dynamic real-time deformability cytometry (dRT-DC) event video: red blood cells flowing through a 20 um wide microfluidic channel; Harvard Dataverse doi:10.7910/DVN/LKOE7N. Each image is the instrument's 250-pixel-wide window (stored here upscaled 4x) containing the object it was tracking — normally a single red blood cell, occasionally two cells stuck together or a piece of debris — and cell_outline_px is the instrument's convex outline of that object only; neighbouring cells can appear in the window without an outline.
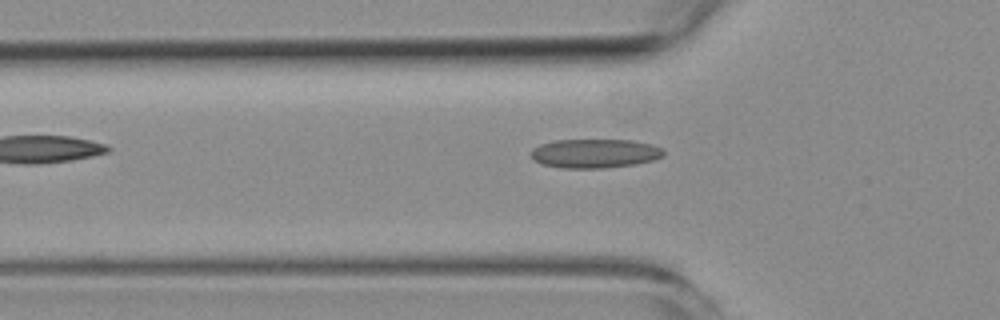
{"species": "common noctule bat (a hibernating species)", "species_latin": "Nyctalus noctula", "temperature_condition": "room temperature", "stored_images_in_passage": 6, "camera_frame_rate_fps": 3000, "um_per_image_px": 0.085, "animal": {"sex": "female", "body_mass_g": 19.3, "forearm_length_mm": 54.1}, "frame": {"image": 1, "passage_image": 5, "time_ms": 4.667, "image_size_px": [1000, 320], "cell_outline_px": [[664, 156], [652, 160], [636, 164], [604, 168], [560, 168], [540, 164], [532, 160], [532, 148], [540, 144], [552, 140], [632, 140], [652, 144], [660, 148], [664, 152]], "centroid_in_image_um": [50.52, 13.04], "position_along_channel_um": 75.3, "area_um2": 22.6}}
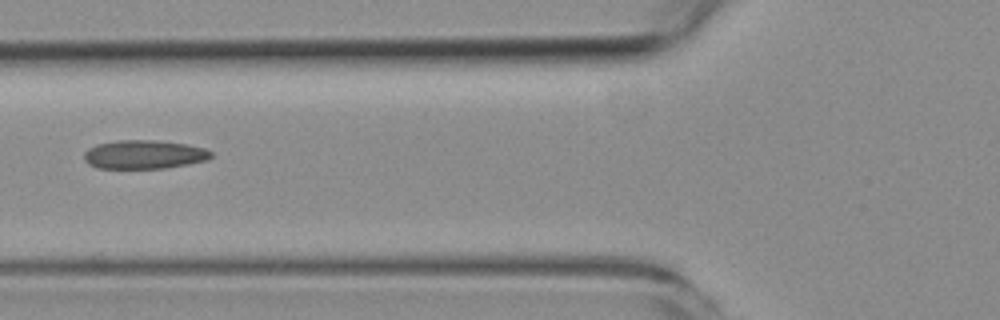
{"frame": {"image": 2, "passage_image": 6, "time_ms": 5.667, "image_size_px": [1000, 320], "cell_outline_px": [[212, 156], [208, 160], [188, 164], [164, 168], [96, 168], [88, 164], [84, 160], [84, 152], [88, 148], [96, 144], [116, 140], [156, 140], [188, 144], [204, 148], [212, 152]], "centroid_in_image_um": [12.23, 13.12], "position_along_channel_um": 113.6, "area_um2": 21.44}}